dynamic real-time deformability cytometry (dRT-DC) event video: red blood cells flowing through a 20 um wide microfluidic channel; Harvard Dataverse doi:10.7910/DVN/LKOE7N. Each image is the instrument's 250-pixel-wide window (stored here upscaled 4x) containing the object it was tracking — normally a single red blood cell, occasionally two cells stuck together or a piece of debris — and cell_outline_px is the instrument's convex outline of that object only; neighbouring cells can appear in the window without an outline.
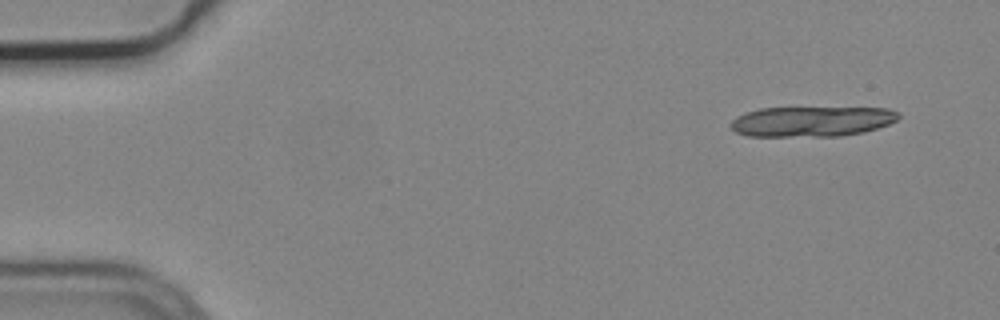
{"species": "common noctule bat (a hibernating species)", "species_latin": "Nyctalus noctula", "temperature_condition": "cold", "stored_images_in_passage": 4, "camera_frame_rate_fps": 3000, "um_per_image_px": 0.085, "animal": {"sex": "male", "body_mass_g": 19.2, "forearm_length_mm": 51.8}, "frame": {"image": 1, "passage_image": 1, "time_ms": 0.0, "image_size_px": [1000, 320], "cell_outline_px": [[900, 116], [896, 120], [888, 124], [864, 132], [840, 136], [748, 136], [736, 132], [728, 124], [736, 116], [760, 108], [888, 108], [900, 112]], "centroid_in_image_um": [68.99, 10.32], "position_along_channel_um": 16.0, "area_um2": 29.54}}